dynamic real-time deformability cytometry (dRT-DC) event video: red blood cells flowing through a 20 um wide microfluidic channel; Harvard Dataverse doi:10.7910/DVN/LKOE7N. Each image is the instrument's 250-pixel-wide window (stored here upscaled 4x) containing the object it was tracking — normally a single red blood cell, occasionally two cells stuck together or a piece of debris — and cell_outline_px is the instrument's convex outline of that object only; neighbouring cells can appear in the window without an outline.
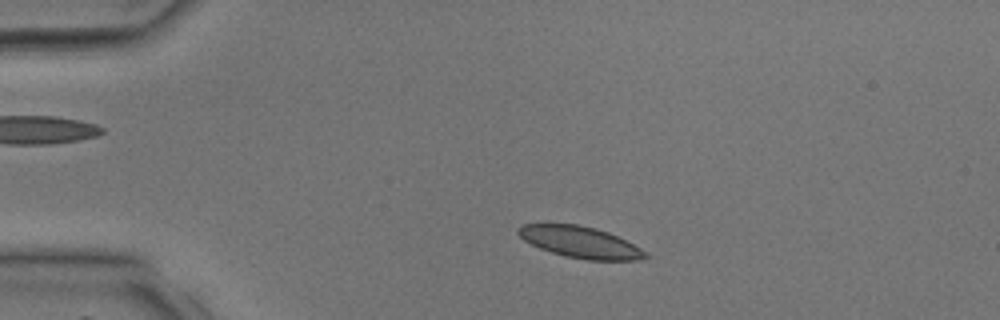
{"species": "common noctule bat (a hibernating species)", "species_latin": "Nyctalus noctula", "temperature_condition": "room temperature", "stored_images_in_passage": 35, "camera_frame_rate_fps": 3000, "um_per_image_px": 0.085, "animal": {"sex": "male", "body_mass_g": 17.9, "forearm_length_mm": 54.2}, "frame": {"image": 1, "passage_image": 4, "time_ms": 1.0, "image_size_px": [1000, 320], "cell_outline_px": [[648, 256], [640, 260], [588, 260], [564, 256], [540, 248], [524, 240], [516, 232], [516, 228], [520, 224], [576, 224], [596, 228], [608, 232], [640, 248]], "centroid_in_image_um": [49.27, 20.57], "position_along_channel_um": 35.7, "area_um2": 23.06}}
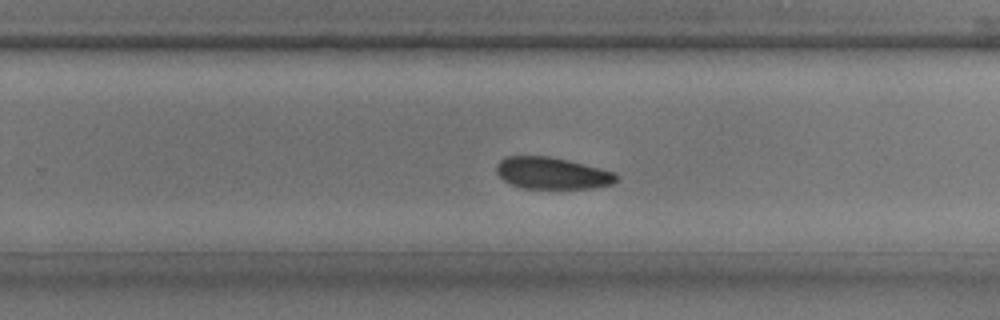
{"frame": {"image": 2, "passage_image": 21, "time_ms": 6.667, "image_size_px": [1000, 320], "cell_outline_px": [[620, 176], [612, 184], [592, 188], [520, 188], [504, 180], [496, 172], [496, 164], [504, 156], [548, 156], [568, 160], [616, 172]], "centroid_in_image_um": [46.93, 14.71], "position_along_channel_um": 282.9, "area_um2": 22.25}}
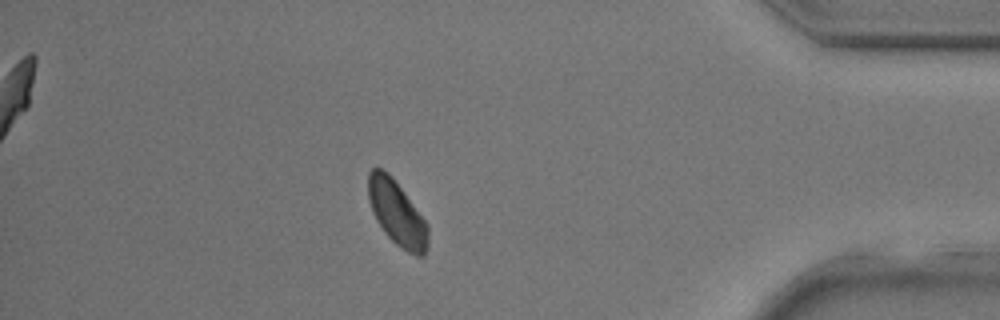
{"frame": {"image": 3, "passage_image": 30, "time_ms": 9.667, "image_size_px": [1000, 320], "cell_outline_px": [[428, 244], [424, 256], [416, 256], [408, 252], [396, 244], [384, 232], [376, 220], [372, 212], [368, 200], [368, 172], [372, 168], [380, 168], [388, 172], [392, 176], [428, 224]], "centroid_in_image_um": [33.73, 18.11], "position_along_channel_um": 401.5, "area_um2": 22.6}}